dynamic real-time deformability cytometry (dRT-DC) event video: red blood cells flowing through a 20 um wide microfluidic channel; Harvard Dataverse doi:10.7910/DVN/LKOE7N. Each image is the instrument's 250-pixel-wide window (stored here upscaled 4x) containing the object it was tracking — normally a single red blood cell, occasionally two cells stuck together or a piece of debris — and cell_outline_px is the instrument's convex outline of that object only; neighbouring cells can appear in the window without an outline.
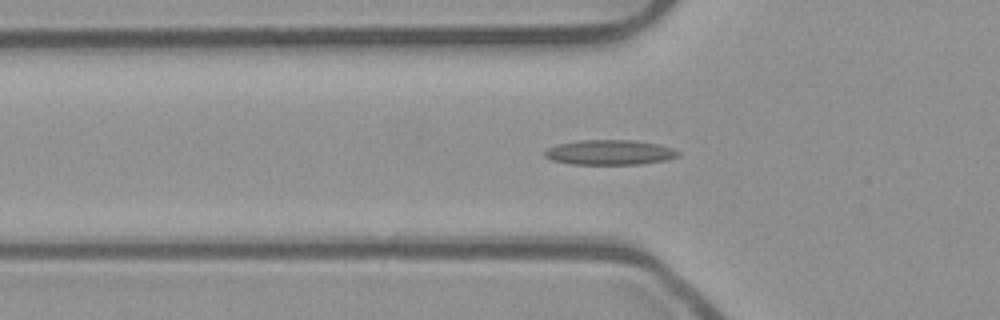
{"species": "common noctule bat (a hibernating species)", "species_latin": "Nyctalus noctula", "temperature_condition": "room temperature", "stored_images_in_passage": 46, "camera_frame_rate_fps": 3000, "um_per_image_px": 0.085, "animal": {"sex": "male", "body_mass_g": 23.1, "forearm_length_mm": 52.7}, "frame": {"image": 1, "passage_image": 18, "time_ms": 5.667, "image_size_px": [1000, 320], "cell_outline_px": [[680, 156], [668, 160], [640, 164], [572, 164], [552, 160], [544, 156], [544, 148], [556, 144], [576, 140], [636, 140], [660, 144], [672, 148], [680, 152]], "centroid_in_image_um": [51.82, 12.94], "position_along_channel_um": 74.0, "area_um2": 19.77}}
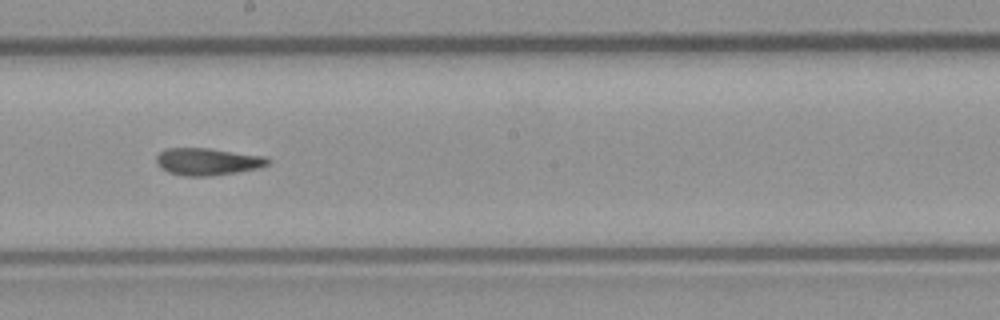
{"frame": {"image": 2, "passage_image": 30, "time_ms": 9.667, "image_size_px": [1000, 320], "cell_outline_px": [[272, 160], [268, 164], [260, 168], [212, 176], [184, 176], [168, 172], [160, 168], [156, 160], [156, 156], [160, 152], [168, 148], [208, 148], [268, 156]], "centroid_in_image_um": [17.68, 13.73], "position_along_channel_um": 230.5, "area_um2": 17.86}}
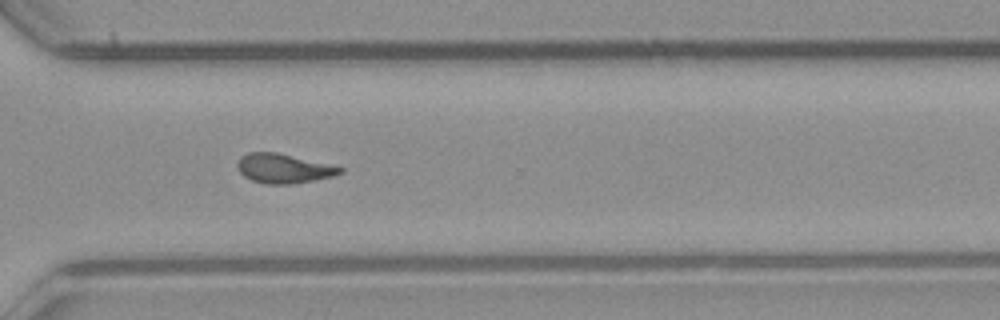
{"frame": {"image": 3, "passage_image": 39, "time_ms": 12.667, "image_size_px": [1000, 320], "cell_outline_px": [[344, 172], [332, 176], [292, 184], [268, 184], [252, 180], [244, 176], [240, 172], [236, 164], [240, 156], [248, 152], [276, 152], [344, 168]], "centroid_in_image_um": [24.06, 14.31], "position_along_channel_um": 346.5, "area_um2": 17.34}, "authors_computed_cell_mechanics": {"area_um2": 17.7735, "velocity_mm_per_s": 3.8803, "shape_relaxation_time_tau1_ms": null, "shape_relaxation_time_tau2_ms": 3.5482, "deformation_change_tau1": null, "deformation_change_tau2": 0.1249}}